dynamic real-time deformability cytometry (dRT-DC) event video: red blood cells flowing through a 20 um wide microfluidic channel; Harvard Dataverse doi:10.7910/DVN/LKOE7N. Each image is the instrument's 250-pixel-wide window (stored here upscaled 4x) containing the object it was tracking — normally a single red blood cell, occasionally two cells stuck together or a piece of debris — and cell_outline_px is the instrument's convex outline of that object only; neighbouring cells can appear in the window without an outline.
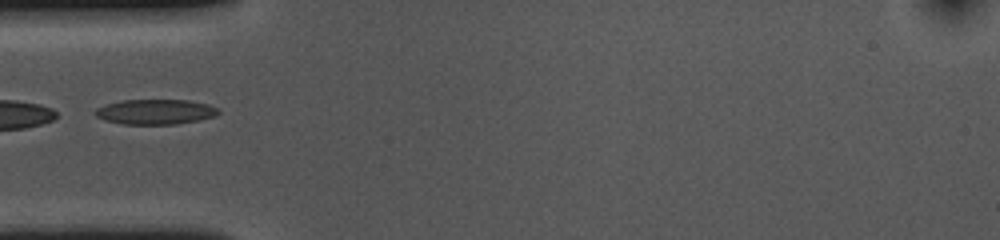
{"species": "common noctule bat (a hibernating species)", "species_latin": "Nyctalus noctula", "temperature_condition": "cold", "stored_images_in_passage": 6, "camera_frame_rate_fps": 3000, "um_per_image_px": 0.085, "animal": {"sex": "female", "body_mass_g": 10.0, "forearm_length_mm": 53.1}, "frame": {"image": 1, "passage_image": 1, "time_ms": 0.0, "image_size_px": [1000, 240], "cell_outline_px": [[220, 112], [216, 116], [200, 120], [176, 124], [124, 124], [104, 120], [96, 116], [92, 112], [96, 108], [108, 104], [124, 100], [188, 100], [208, 104], [216, 108]], "centroid_in_image_um": [13.21, 9.51], "position_along_channel_um": 71.8, "area_um2": 17.98}}
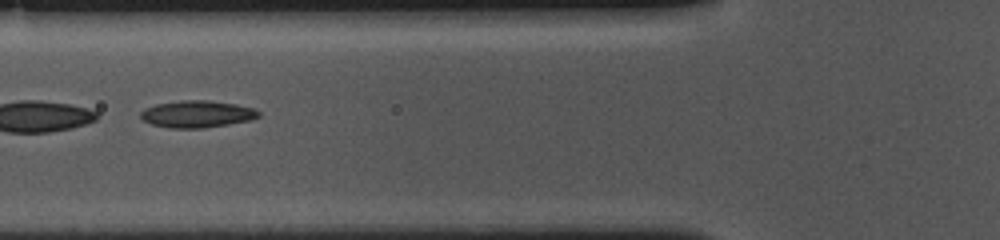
{"frame": {"image": 2, "passage_image": 4, "time_ms": 1.0, "image_size_px": [1000, 240], "cell_outline_px": [[260, 116], [252, 120], [204, 128], [168, 128], [152, 124], [144, 120], [140, 116], [140, 112], [144, 108], [156, 104], [184, 100], [208, 100], [236, 104], [256, 108], [260, 112]], "centroid_in_image_um": [16.78, 9.69], "position_along_channel_um": 109.0, "area_um2": 18.67}}